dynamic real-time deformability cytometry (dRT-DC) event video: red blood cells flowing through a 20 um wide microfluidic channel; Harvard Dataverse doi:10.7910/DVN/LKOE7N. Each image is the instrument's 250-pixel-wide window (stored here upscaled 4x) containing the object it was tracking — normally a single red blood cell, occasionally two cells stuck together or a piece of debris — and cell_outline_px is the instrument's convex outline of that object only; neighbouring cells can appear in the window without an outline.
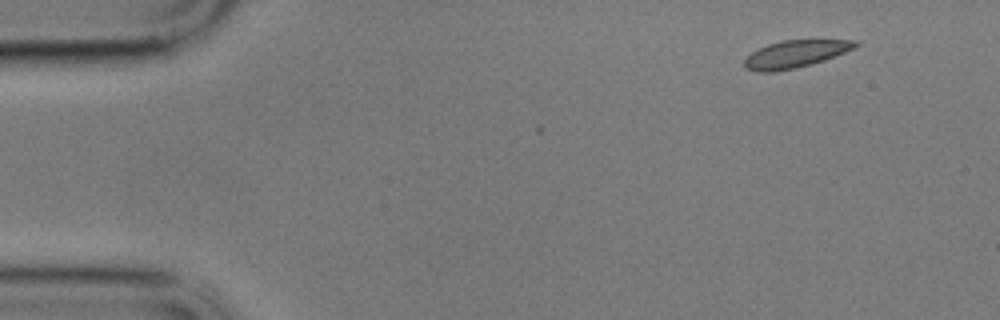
{"species": "common noctule bat (a hibernating species)", "species_latin": "Nyctalus noctula", "temperature_condition": "cold", "stored_images_in_passage": 5, "camera_frame_rate_fps": 3000, "um_per_image_px": 0.085, "animal": {"sex": "male", "body_mass_g": 17.9}, "frame": {"image": 1, "passage_image": 1, "time_ms": 0.0, "image_size_px": [1000, 320], "cell_outline_px": [[860, 44], [844, 52], [824, 60], [812, 64], [796, 68], [776, 72], [756, 72], [744, 68], [744, 60], [752, 52], [768, 44], [784, 40], [860, 40]], "centroid_in_image_um": [67.58, 4.6], "position_along_channel_um": 17.4, "area_um2": 17.63}}